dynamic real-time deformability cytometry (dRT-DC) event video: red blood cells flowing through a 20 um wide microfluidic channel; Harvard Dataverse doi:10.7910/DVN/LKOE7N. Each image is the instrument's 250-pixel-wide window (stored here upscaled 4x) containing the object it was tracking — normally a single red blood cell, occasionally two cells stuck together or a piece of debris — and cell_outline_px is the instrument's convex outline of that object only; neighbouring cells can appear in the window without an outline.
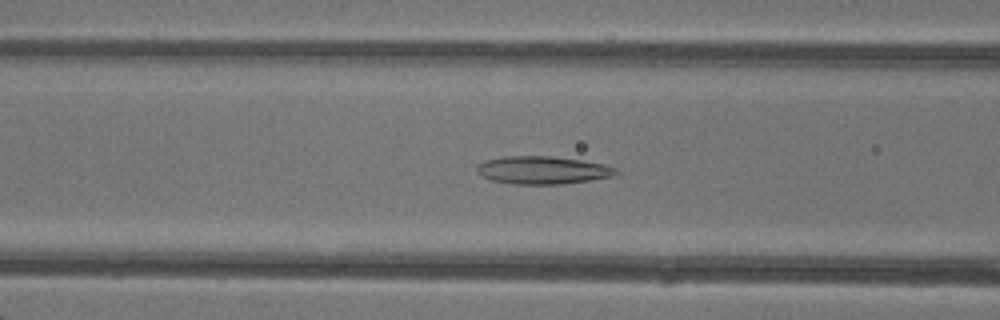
{"species": "common noctule bat (a hibernating species)", "species_latin": "Nyctalus noctula", "temperature_condition": "warm", "stored_images_in_passage": 32, "camera_frame_rate_fps": 3000, "um_per_image_px": 0.085, "animal": {"sex": "female"}, "frame": {"image": 1, "passage_image": 4, "time_ms": 1.0, "image_size_px": [1000, 320], "cell_outline_px": [[620, 172], [612, 176], [592, 180], [564, 184], [512, 184], [488, 180], [476, 172], [476, 164], [484, 160], [504, 156], [552, 156], [580, 160], [604, 164], [616, 168]], "centroid_in_image_um": [46.08, 14.46], "position_along_channel_um": 120.5, "area_um2": 22.89}}
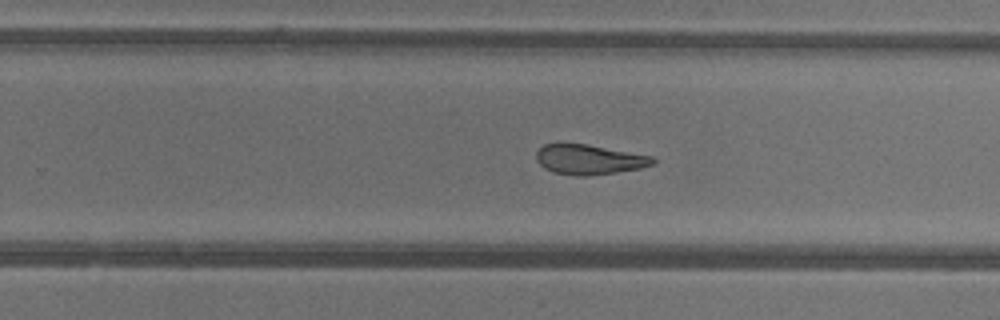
{"frame": {"image": 2, "passage_image": 15, "time_ms": 4.667, "image_size_px": [1000, 320], "cell_outline_px": [[656, 164], [640, 168], [616, 172], [588, 176], [576, 176], [552, 172], [544, 168], [536, 160], [536, 152], [544, 144], [588, 144], [652, 156], [656, 160]], "centroid_in_image_um": [50.08, 13.57], "position_along_channel_um": 279.7, "area_um2": 20.35}}
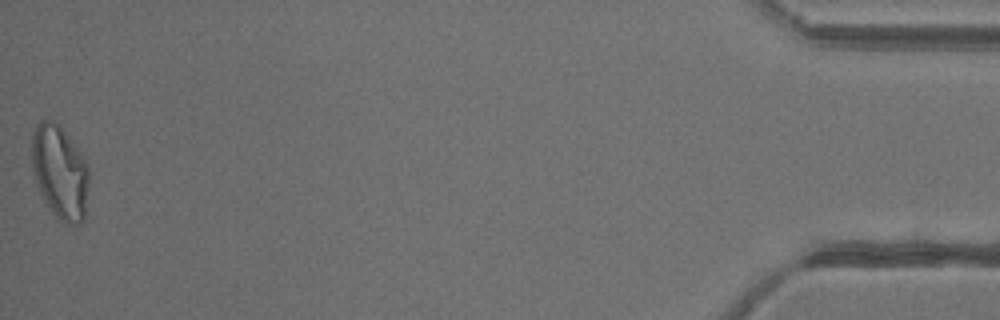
{"frame": {"image": 3, "passage_image": 32, "time_ms": 10.333, "image_size_px": [1000, 320], "cell_outline_px": [[88, 188], [84, 220], [80, 224], [64, 224], [52, 212], [44, 200], [36, 184], [32, 168], [32, 132], [36, 124], [40, 120], [52, 120], [60, 124], [80, 152], [88, 164]], "centroid_in_image_um": [5.08, 14.62], "position_along_channel_um": 430.1, "area_um2": 31.44}}